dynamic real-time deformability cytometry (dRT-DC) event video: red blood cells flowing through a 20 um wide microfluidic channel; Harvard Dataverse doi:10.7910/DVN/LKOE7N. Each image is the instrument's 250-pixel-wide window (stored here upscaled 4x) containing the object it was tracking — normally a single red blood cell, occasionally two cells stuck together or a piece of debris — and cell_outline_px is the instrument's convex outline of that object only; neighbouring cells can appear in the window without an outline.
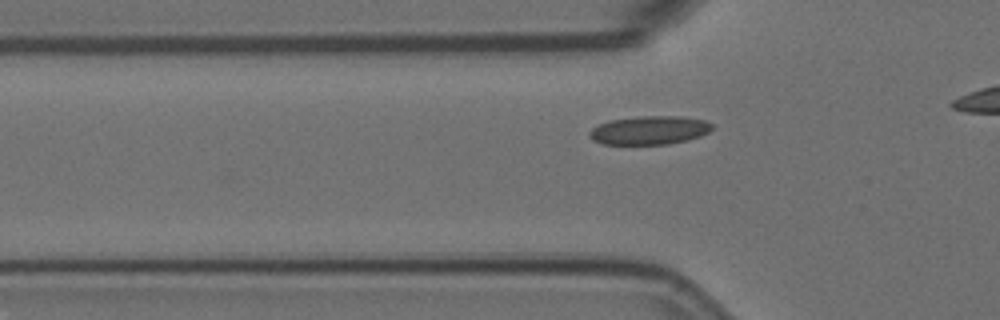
{"species": "Egyptian fruit bat (a non-hibernating species)", "species_latin": "Rousettus aegyptiacus", "temperature_condition": "room temperature", "stored_images_in_passage": 17, "camera_frame_rate_fps": 3000, "um_per_image_px": 0.085, "animal": {"sex": "female"}, "frame": {"image": 1, "passage_image": 7, "time_ms": 2.0, "image_size_px": [1000, 320], "cell_outline_px": [[712, 128], [708, 132], [700, 136], [688, 140], [668, 144], [604, 144], [592, 140], [588, 136], [588, 132], [592, 128], [608, 120], [636, 116], [680, 116], [704, 120], [712, 124]], "centroid_in_image_um": [55.17, 11.07], "position_along_channel_um": 70.6, "area_um2": 20.52}}
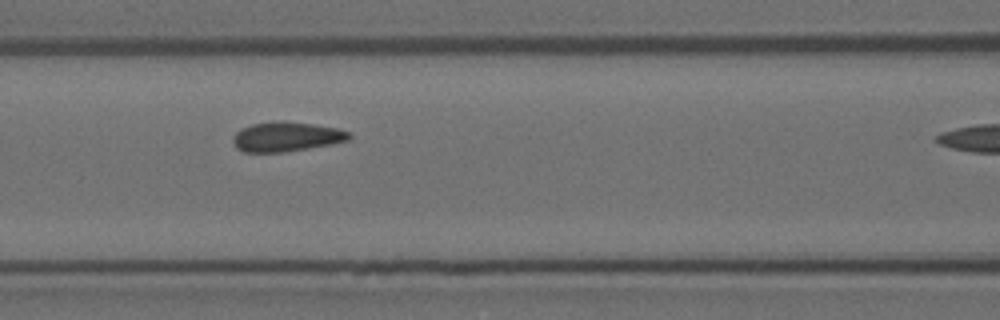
{"frame": {"image": 2, "passage_image": 13, "time_ms": 4.0, "image_size_px": [1000, 320], "cell_outline_px": [[352, 136], [348, 140], [332, 144], [284, 152], [244, 152], [236, 148], [232, 140], [232, 136], [236, 132], [252, 124], [280, 120], [312, 124], [336, 128], [348, 132]], "centroid_in_image_um": [24.32, 11.62], "position_along_channel_um": 142.3, "area_um2": 19.94}}
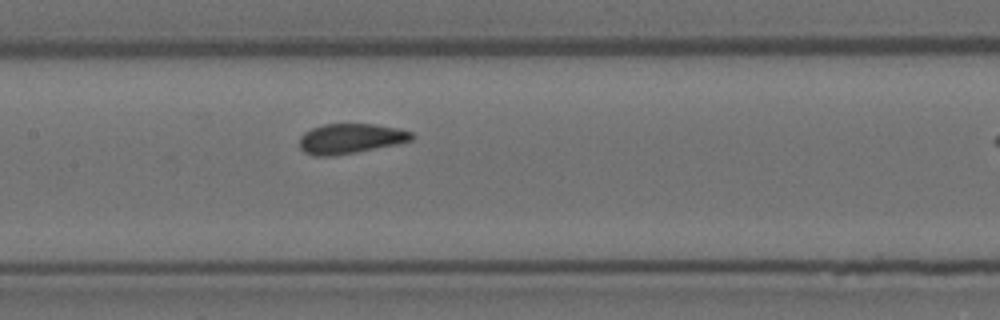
{"frame": {"image": 3, "passage_image": 16, "time_ms": 5.0, "image_size_px": [1000, 320], "cell_outline_px": [[416, 136], [412, 140], [396, 144], [356, 152], [332, 156], [316, 156], [304, 152], [300, 148], [300, 136], [304, 132], [312, 128], [324, 124], [372, 124], [400, 128], [412, 132]], "centroid_in_image_um": [29.8, 11.77], "position_along_channel_um": 177.6, "area_um2": 19.65}}